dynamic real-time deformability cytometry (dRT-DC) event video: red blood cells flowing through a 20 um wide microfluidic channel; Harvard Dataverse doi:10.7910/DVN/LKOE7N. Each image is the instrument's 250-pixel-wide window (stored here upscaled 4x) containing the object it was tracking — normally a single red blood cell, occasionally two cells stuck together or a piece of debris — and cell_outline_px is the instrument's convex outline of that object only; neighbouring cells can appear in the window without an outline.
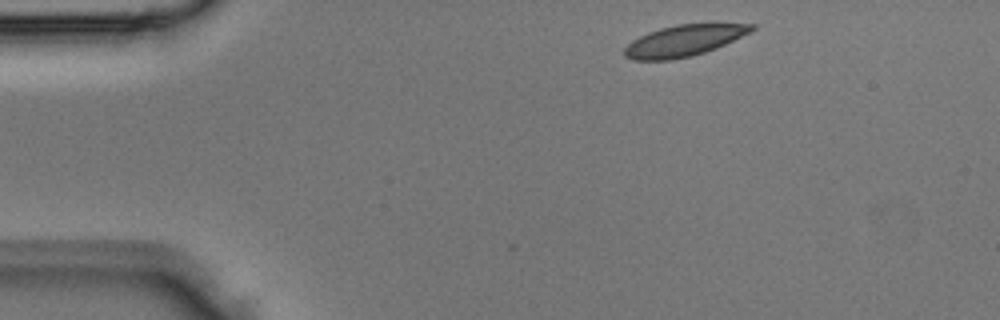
{"species": "Egyptian fruit bat (a non-hibernating species)", "species_latin": "Rousettus aegyptiacus", "temperature_condition": "room temperature", "stored_images_in_passage": 2, "camera_frame_rate_fps": 3000, "um_per_image_px": 0.085, "animal": {"sex": "male"}, "frame": {"image": 1, "passage_image": 1, "time_ms": 0.0, "image_size_px": [1000, 320], "cell_outline_px": [[756, 28], [716, 48], [692, 56], [672, 60], [632, 60], [624, 56], [624, 48], [632, 40], [648, 32], [660, 28], [676, 24], [756, 24]], "centroid_in_image_um": [58.06, 3.46], "position_along_channel_um": 26.9, "area_um2": 22.89}}
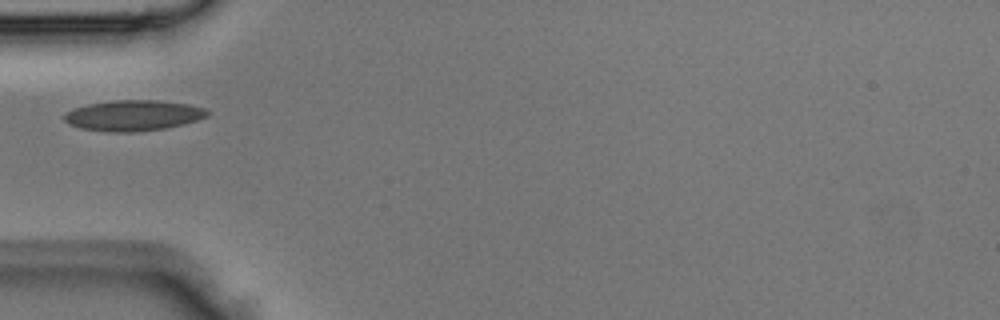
{"frame": {"image": 2, "passage_image": 2, "time_ms": 0.333, "image_size_px": [1000, 320], "cell_outline_px": [[208, 116], [184, 124], [164, 128], [136, 132], [108, 132], [80, 128], [68, 124], [64, 120], [64, 112], [88, 104], [112, 100], [160, 100], [188, 104], [204, 108], [208, 112]], "centroid_in_image_um": [11.3, 9.81], "position_along_channel_um": 73.7, "area_um2": 25.61}}